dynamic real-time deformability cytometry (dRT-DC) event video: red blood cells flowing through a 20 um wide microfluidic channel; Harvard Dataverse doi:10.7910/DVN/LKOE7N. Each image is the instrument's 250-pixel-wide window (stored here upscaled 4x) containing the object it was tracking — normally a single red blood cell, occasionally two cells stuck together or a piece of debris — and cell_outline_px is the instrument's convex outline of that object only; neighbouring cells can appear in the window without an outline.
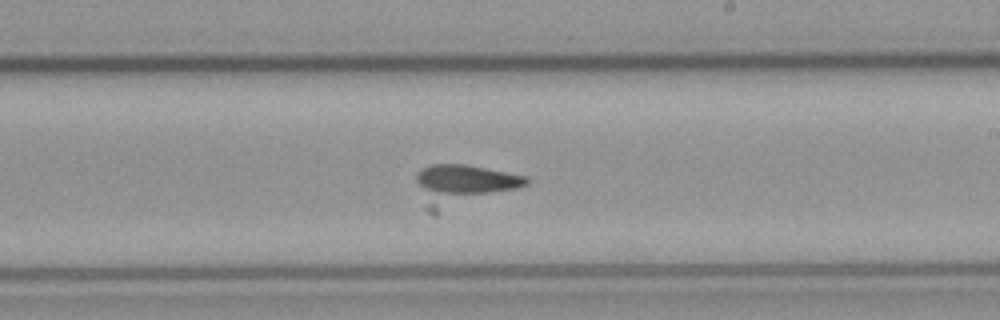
{"species": "common noctule bat (a hibernating species)", "species_latin": "Nyctalus noctula", "temperature_condition": "cold", "stored_images_in_passage": 29, "camera_frame_rate_fps": 3000, "um_per_image_px": 0.085, "animal": {"sex": "male", "body_mass_g": 23.1, "forearm_length_mm": 52.7}, "frame": {"image": 1, "passage_image": 27, "time_ms": 8.667, "image_size_px": [1000, 320], "cell_outline_px": [[528, 184], [436, 216], [432, 216], [424, 208], [416, 180], [416, 172], [432, 164], [464, 164], [528, 176]], "centroid_in_image_um": [39.28, 15.79], "position_along_channel_um": 249.7, "area_um2": 26.7}}